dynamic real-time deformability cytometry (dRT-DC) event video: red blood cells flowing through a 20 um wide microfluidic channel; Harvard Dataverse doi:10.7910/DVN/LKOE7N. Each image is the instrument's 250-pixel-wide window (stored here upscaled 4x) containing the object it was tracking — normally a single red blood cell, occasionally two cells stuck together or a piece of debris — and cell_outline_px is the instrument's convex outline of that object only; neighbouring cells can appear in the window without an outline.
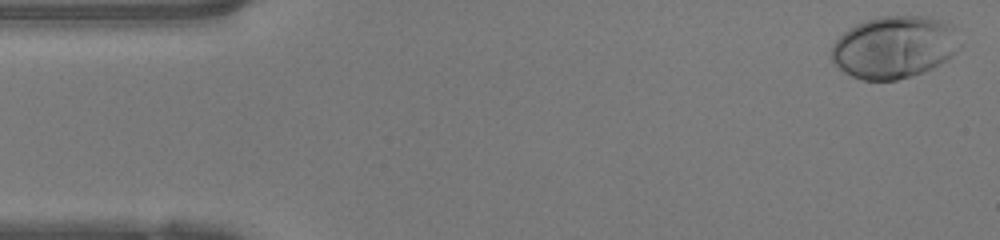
{"species": "human", "species_latin": "Homo sapiens", "temperature_condition": "warm", "stored_images_in_passage": 47, "camera_frame_rate_fps": 3000, "um_per_image_px": 0.085, "donor": {"sex": "female"}, "frame": {"image": 1, "passage_image": 1, "time_ms": 0.0, "image_size_px": [1000, 240], "cell_outline_px": [[964, 44], [948, 60], [932, 68], [912, 76], [896, 80], [860, 80], [844, 72], [832, 64], [832, 44], [848, 28], [864, 20], [880, 16], [928, 16], [948, 20], [956, 28]], "centroid_in_image_um": [76.08, 3.99], "position_along_channel_um": 8.9, "area_um2": 47.69}}
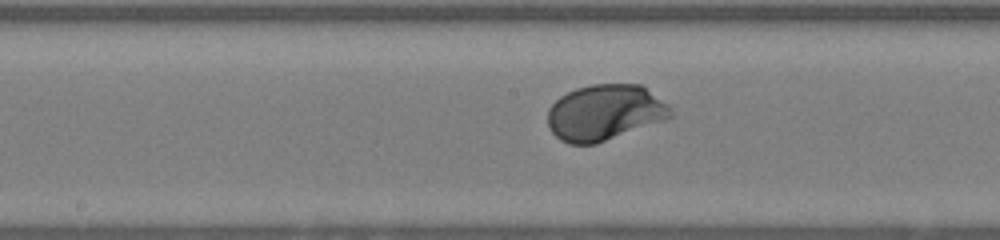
{"frame": {"image": 2, "passage_image": 23, "time_ms": 7.333, "image_size_px": [1000, 240], "cell_outline_px": [[672, 116], [668, 120], [596, 144], [568, 144], [560, 140], [548, 128], [548, 108], [560, 96], [576, 88], [592, 84], [644, 84], [668, 104], [672, 108]], "centroid_in_image_um": [51.45, 9.57], "position_along_channel_um": 196.8, "area_um2": 40.69}}
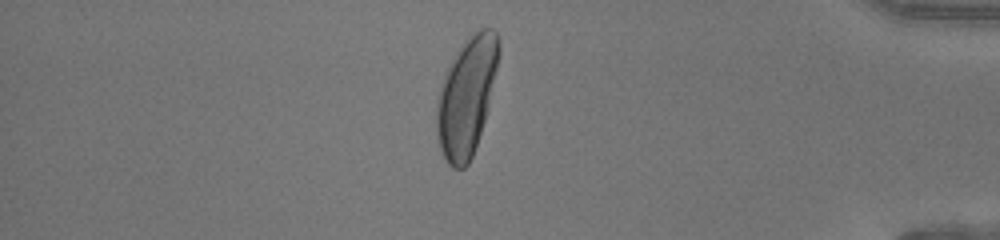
{"frame": {"image": 3, "passage_image": 40, "time_ms": 13.0, "image_size_px": [1000, 240], "cell_outline_px": [[500, 52], [484, 120], [472, 156], [468, 164], [464, 168], [452, 168], [448, 164], [440, 148], [436, 132], [436, 104], [444, 72], [464, 40], [480, 28], [492, 28], [496, 32], [500, 40]], "centroid_in_image_um": [39.64, 8.17], "position_along_channel_um": 395.6, "area_um2": 42.31}, "authors_computed_cell_mechanics": {"area_um2": 39.8242, "velocity_mm_per_s": 4.1917, "shape_relaxation_time_tau1_ms": 1.7689, "shape_relaxation_time_tau2_ms": null, "deformation_change_tau1": 0.162, "deformation_change_tau2": null}}